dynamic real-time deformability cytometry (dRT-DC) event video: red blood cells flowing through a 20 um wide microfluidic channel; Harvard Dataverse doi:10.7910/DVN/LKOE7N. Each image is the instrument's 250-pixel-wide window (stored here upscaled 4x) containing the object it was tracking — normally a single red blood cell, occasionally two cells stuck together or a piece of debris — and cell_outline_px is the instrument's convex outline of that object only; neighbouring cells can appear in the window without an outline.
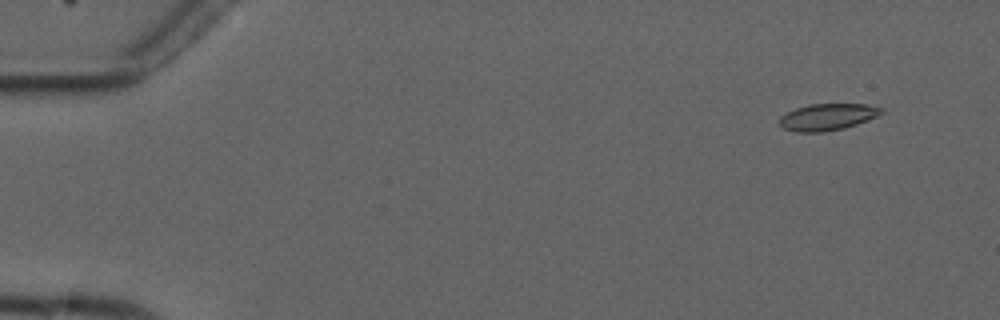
{"species": "common noctule bat (a hibernating species)", "species_latin": "Nyctalus noctula", "temperature_condition": "cold", "stored_images_in_passage": 8, "camera_frame_rate_fps": 3000, "um_per_image_px": 0.085, "animal": {"sex": "male", "forearm_length_mm": 52.5}, "frame": {"image": 1, "passage_image": 2, "time_ms": 1.0, "image_size_px": [1000, 320], "cell_outline_px": [[884, 112], [876, 116], [856, 124], [844, 128], [824, 132], [796, 132], [784, 128], [780, 124], [780, 116], [796, 108], [808, 104], [868, 104], [884, 108]], "centroid_in_image_um": [70.35, 9.93], "position_along_channel_um": 14.7, "area_um2": 15.78}}
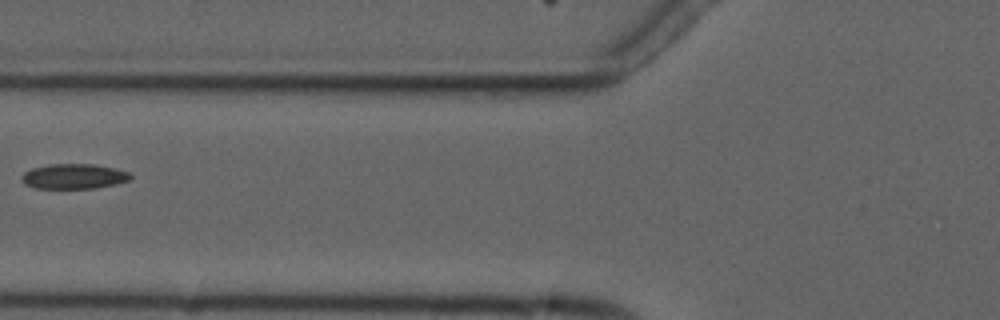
{"frame": {"image": 2, "passage_image": 7, "time_ms": 7.0, "image_size_px": [1000, 320], "cell_outline_px": [[132, 180], [116, 184], [96, 188], [36, 188], [24, 184], [20, 180], [20, 176], [24, 172], [32, 168], [52, 164], [92, 164], [112, 168], [128, 172], [132, 176]], "centroid_in_image_um": [6.26, 15.0], "position_along_channel_um": 119.5, "area_um2": 15.9}}
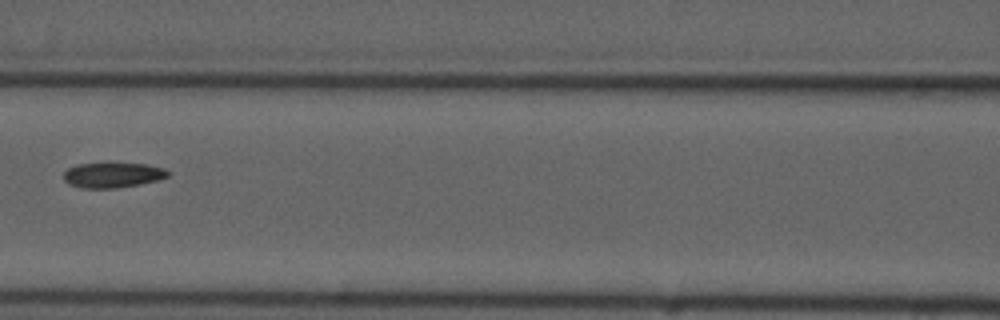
{"frame": {"image": 3, "passage_image": 8, "time_ms": 8.0, "image_size_px": [1000, 320], "cell_outline_px": [[172, 172], [168, 176], [156, 180], [140, 184], [116, 188], [80, 188], [68, 184], [64, 180], [64, 172], [68, 168], [76, 164], [108, 160], [112, 160], [148, 164], [164, 168]], "centroid_in_image_um": [9.57, 14.82], "position_along_channel_um": 157.0, "area_um2": 16.3}}